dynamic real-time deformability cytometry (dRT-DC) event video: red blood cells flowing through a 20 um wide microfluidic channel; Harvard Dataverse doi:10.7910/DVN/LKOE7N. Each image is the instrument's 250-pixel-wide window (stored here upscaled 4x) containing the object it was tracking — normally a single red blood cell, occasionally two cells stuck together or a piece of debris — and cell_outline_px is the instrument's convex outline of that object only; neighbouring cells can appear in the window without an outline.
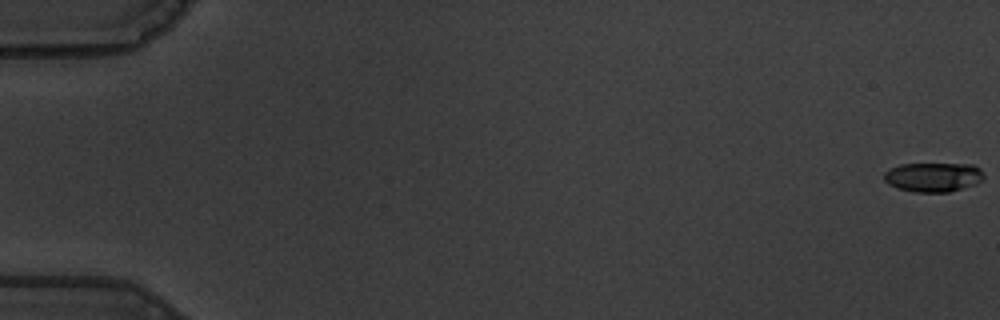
{"species": "common noctule bat (a hibernating species)", "species_latin": "Nyctalus noctula", "temperature_condition": "warm", "stored_images_in_passage": 58, "camera_frame_rate_fps": 3000, "um_per_image_px": 0.085, "animal": {"sex": "male", "body_mass_g": 19.5, "forearm_length_mm": 54.6}, "frame": {"image": 1, "passage_image": 1, "time_ms": 0.0, "image_size_px": [1000, 320], "cell_outline_px": [[984, 180], [976, 184], [948, 192], [916, 192], [896, 188], [888, 184], [884, 180], [884, 172], [888, 168], [900, 164], [972, 164], [980, 168], [984, 176]], "centroid_in_image_um": [79.31, 15.05], "position_along_channel_um": 5.7, "area_um2": 17.22}}
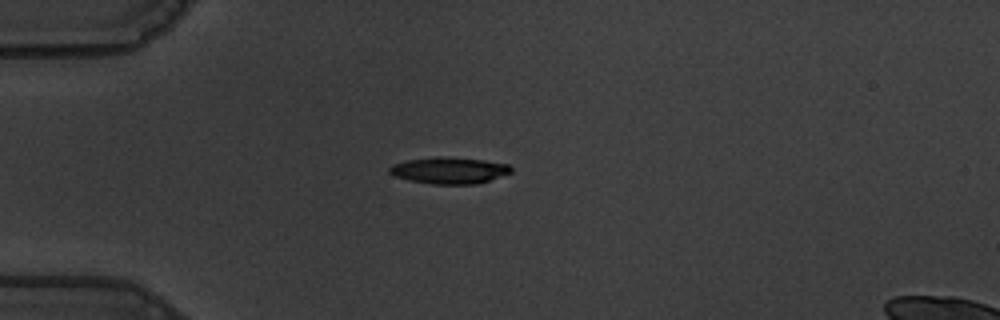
{"frame": {"image": 2, "passage_image": 17, "time_ms": 5.333, "image_size_px": [1000, 320], "cell_outline_px": [[512, 172], [476, 184], [432, 184], [408, 180], [396, 176], [388, 172], [388, 168], [392, 164], [408, 160], [440, 156], [484, 160], [508, 164], [512, 168]], "centroid_in_image_um": [38.16, 14.48], "position_along_channel_um": 46.8, "area_um2": 18.67}}
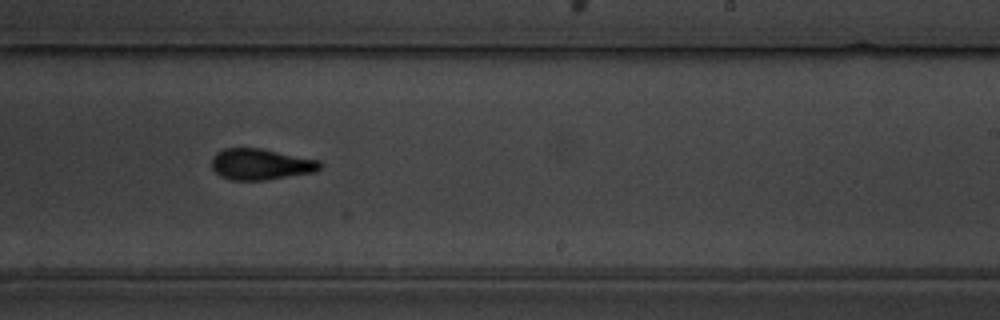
{"frame": {"image": 3, "passage_image": 37, "time_ms": 12.0, "image_size_px": [1000, 320], "cell_outline_px": [[324, 164], [316, 172], [268, 180], [228, 180], [220, 176], [212, 168], [212, 156], [216, 152], [224, 148], [260, 148], [320, 160]], "centroid_in_image_um": [22.18, 13.97], "position_along_channel_um": 266.8, "area_um2": 19.94}, "authors_computed_cell_mechanics": {"area_um2": 19.2474, "velocity_mm_per_s": 3.6205, "shape_relaxation_time_tau1_ms": 4.3971, "shape_relaxation_time_tau2_ms": 2.3297, "deformation_change_tau1": 0.1879, "deformation_change_tau2": 0.1123}}